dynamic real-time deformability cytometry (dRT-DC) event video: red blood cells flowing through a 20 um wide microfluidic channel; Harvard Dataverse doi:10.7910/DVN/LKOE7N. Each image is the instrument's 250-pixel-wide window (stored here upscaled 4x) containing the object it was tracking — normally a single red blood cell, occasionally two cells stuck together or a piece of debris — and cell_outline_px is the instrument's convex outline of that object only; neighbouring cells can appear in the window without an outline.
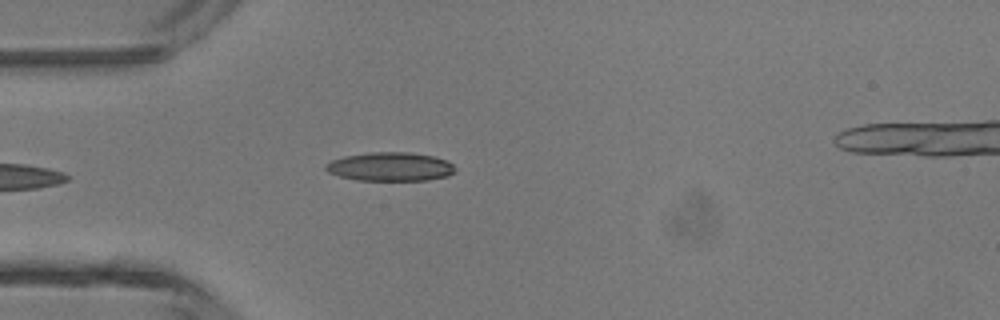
{"species": "common noctule bat (a hibernating species)", "species_latin": "Nyctalus noctula", "temperature_condition": "room temperature", "stored_images_in_passage": 4, "camera_frame_rate_fps": 3000, "um_per_image_px": 0.085, "animal": {"sex": "male", "body_mass_g": 13.3}, "frame": {"image": 1, "passage_image": 4, "time_ms": 1.0, "image_size_px": [1000, 320], "cell_outline_px": [[456, 172], [448, 176], [428, 180], [356, 180], [340, 176], [328, 172], [324, 168], [324, 164], [332, 160], [344, 156], [368, 152], [408, 152], [432, 156], [448, 160], [456, 168]], "centroid_in_image_um": [33.18, 14.16], "position_along_channel_um": 51.8, "area_um2": 21.85}}